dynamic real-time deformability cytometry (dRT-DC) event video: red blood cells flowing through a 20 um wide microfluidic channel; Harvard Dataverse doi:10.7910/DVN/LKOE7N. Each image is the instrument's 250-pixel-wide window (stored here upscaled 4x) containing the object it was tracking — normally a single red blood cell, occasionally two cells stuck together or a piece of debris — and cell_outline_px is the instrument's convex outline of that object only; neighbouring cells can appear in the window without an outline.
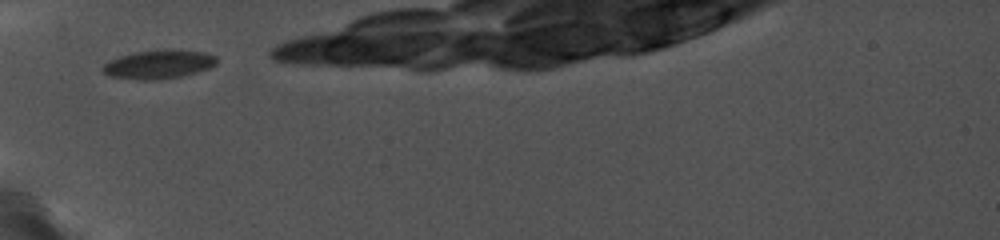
{"species": "common noctule bat (a hibernating species)", "species_latin": "Nyctalus noctula", "temperature_condition": "cold", "stored_images_in_passage": 6, "camera_frame_rate_fps": 5000, "um_per_image_px": 0.085, "animal": {"sex": "female", "body_mass_g": 19.0, "forearm_length_mm": 56.7}, "frame": {"image": 1, "passage_image": 1, "time_ms": 0.0, "image_size_px": [1000, 240], "cell_outline_px": [[216, 64], [208, 68], [196, 72], [180, 76], [112, 76], [104, 72], [104, 64], [108, 60], [132, 52], [164, 48], [168, 48], [204, 52], [216, 56]], "centroid_in_image_um": [13.56, 5.36], "position_along_channel_um": 71.4, "area_um2": 17.92}}